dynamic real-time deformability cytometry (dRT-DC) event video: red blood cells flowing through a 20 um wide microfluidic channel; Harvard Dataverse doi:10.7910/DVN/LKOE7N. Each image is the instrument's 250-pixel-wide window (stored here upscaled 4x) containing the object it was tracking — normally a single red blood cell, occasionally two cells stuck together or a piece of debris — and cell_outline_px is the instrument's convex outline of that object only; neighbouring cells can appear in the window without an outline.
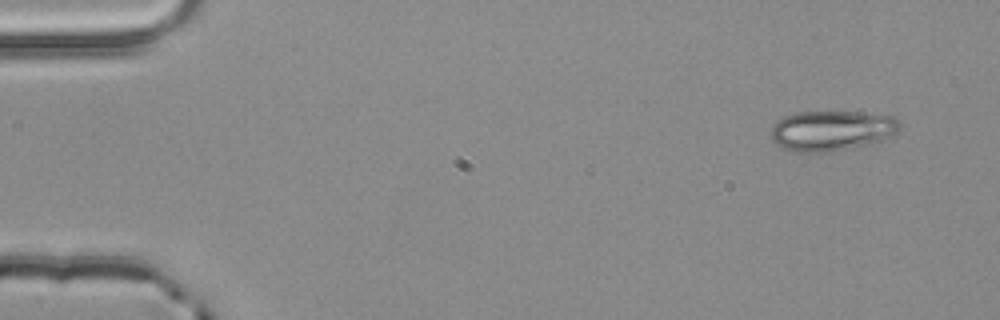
{"species": "common noctule bat (a hibernating species)", "species_latin": "Nyctalus noctula", "temperature_condition": "room temperature", "stored_images_in_passage": 3, "camera_frame_rate_fps": 3000, "um_per_image_px": 0.085, "animal": {"sex": "male", "body_mass_g": 20.4}, "frame": {"image": 1, "passage_image": 1, "time_ms": 0.0, "image_size_px": [1000, 320], "cell_outline_px": [[900, 128], [896, 132], [880, 140], [868, 144], [820, 152], [796, 152], [784, 148], [776, 144], [772, 140], [772, 128], [776, 120], [784, 116], [796, 112], [860, 112], [896, 116], [900, 120]], "centroid_in_image_um": [70.68, 11.07], "position_along_channel_um": 14.3, "area_um2": 29.88}}